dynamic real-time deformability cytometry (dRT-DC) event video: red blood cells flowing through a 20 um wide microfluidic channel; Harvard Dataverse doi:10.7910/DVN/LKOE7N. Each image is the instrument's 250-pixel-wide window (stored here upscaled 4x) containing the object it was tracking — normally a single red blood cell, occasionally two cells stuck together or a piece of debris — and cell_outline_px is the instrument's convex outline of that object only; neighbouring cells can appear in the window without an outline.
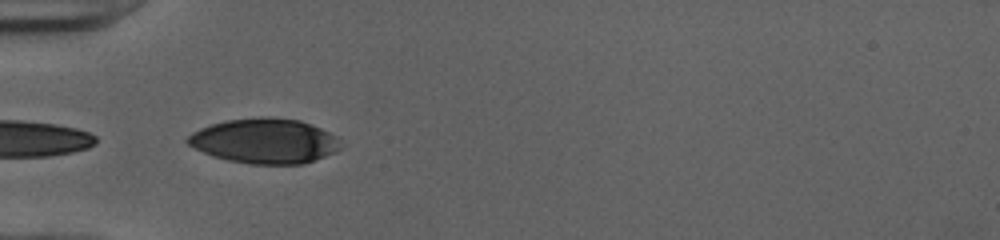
{"species": "human", "species_latin": "Homo sapiens", "temperature_condition": "cold", "stored_images_in_passage": 5, "camera_frame_rate_fps": 3000, "um_per_image_px": 0.085, "donor": {"sex": "female"}, "frame": {"image": 1, "passage_image": 1, "time_ms": 0.0, "image_size_px": [1000, 240], "cell_outline_px": [[340, 148], [324, 156], [304, 164], [252, 164], [228, 160], [204, 152], [188, 144], [184, 140], [192, 132], [200, 128], [212, 124], [228, 120], [268, 116], [300, 120], [320, 128], [336, 136], [340, 140]], "centroid_in_image_um": [22.5, 11.97], "position_along_channel_um": 62.5, "area_um2": 39.71}}